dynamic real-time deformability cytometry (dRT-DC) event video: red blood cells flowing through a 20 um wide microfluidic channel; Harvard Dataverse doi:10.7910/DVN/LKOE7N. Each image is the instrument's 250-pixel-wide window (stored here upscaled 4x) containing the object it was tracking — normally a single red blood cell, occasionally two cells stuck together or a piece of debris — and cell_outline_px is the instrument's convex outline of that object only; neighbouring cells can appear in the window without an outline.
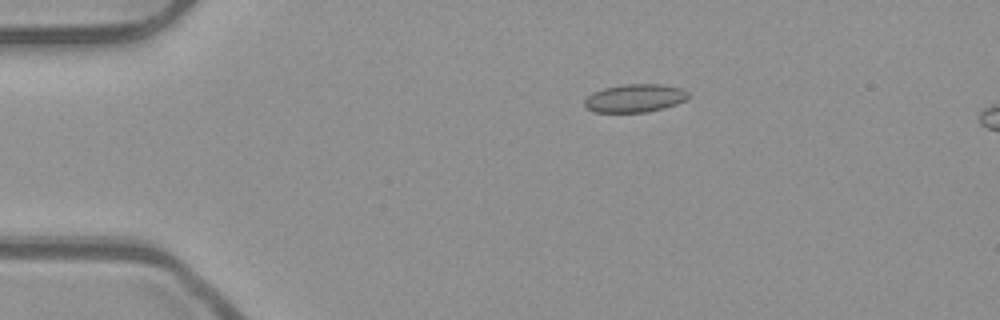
{"species": "common noctule bat (a hibernating species)", "species_latin": "Nyctalus noctula", "temperature_condition": "room temperature", "stored_images_in_passage": 45, "camera_frame_rate_fps": 3000, "um_per_image_px": 0.085, "animal": {"sex": "male", "body_mass_g": 23.1, "forearm_length_mm": 52.7}, "frame": {"image": 1, "passage_image": 2, "time_ms": 0.333, "image_size_px": [1000, 320], "cell_outline_px": [[692, 96], [676, 104], [664, 108], [644, 112], [596, 112], [588, 108], [584, 104], [584, 100], [588, 96], [604, 88], [624, 84], [660, 84], [680, 88], [688, 92]], "centroid_in_image_um": [54.0, 8.34], "position_along_channel_um": 31.0, "area_um2": 16.82}}
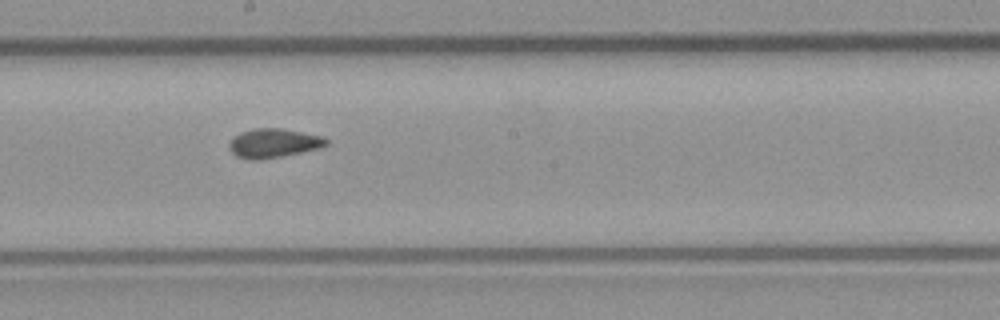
{"frame": {"image": 2, "passage_image": 21, "time_ms": 6.667, "image_size_px": [1000, 320], "cell_outline_px": [[328, 144], [316, 148], [300, 152], [280, 156], [256, 160], [252, 160], [236, 156], [232, 152], [228, 144], [240, 132], [252, 128], [284, 128], [320, 136], [328, 140]], "centroid_in_image_um": [23.22, 12.15], "position_along_channel_um": 225.0, "area_um2": 16.13}}
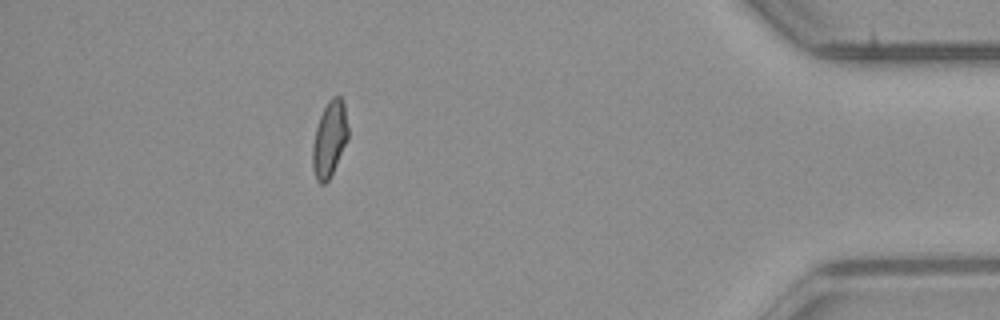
{"frame": {"image": 3, "passage_image": 39, "time_ms": 12.667, "image_size_px": [1000, 320], "cell_outline_px": [[348, 136], [336, 164], [328, 180], [324, 184], [320, 184], [316, 180], [312, 168], [312, 144], [316, 128], [320, 116], [328, 100], [332, 96], [340, 96], [344, 100], [348, 128]], "centroid_in_image_um": [27.99, 11.79], "position_along_channel_um": 407.2, "area_um2": 15.61}, "authors_computed_cell_mechanics": {"area_um2": 15.8372, "velocity_mm_per_s": 3.9054, "shape_relaxation_time_tau1_ms": null, "shape_relaxation_time_tau2_ms": 1.5763, "deformation_change_tau1": null, "deformation_change_tau2": 0.0497}}